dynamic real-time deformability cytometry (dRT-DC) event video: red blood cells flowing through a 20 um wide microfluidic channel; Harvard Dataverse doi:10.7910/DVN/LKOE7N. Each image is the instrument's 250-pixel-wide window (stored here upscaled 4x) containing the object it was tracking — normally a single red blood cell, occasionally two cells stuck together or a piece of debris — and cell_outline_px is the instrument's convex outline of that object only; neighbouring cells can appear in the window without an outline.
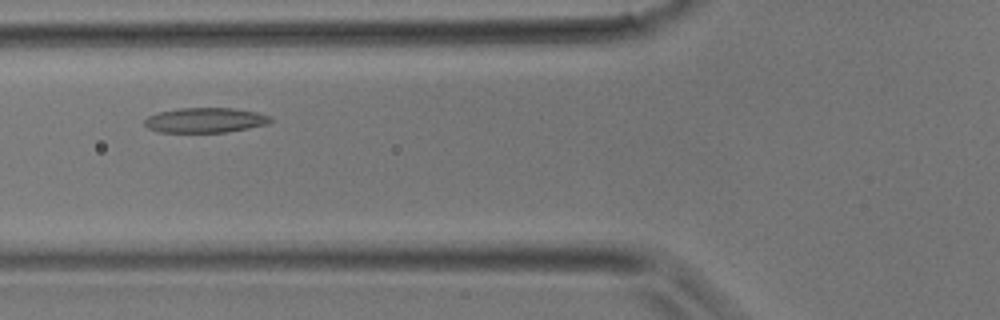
{"species": "common noctule bat (a hibernating species)", "species_latin": "Nyctalus noctula", "temperature_condition": "room temperature", "stored_images_in_passage": 31, "camera_frame_rate_fps": 3000, "um_per_image_px": 0.085, "animal": {"sex": "male", "body_mass_g": 17.9}, "frame": {"image": 1, "passage_image": 5, "time_ms": 1.333, "image_size_px": [1000, 320], "cell_outline_px": [[272, 120], [268, 124], [248, 128], [224, 132], [160, 132], [148, 128], [144, 124], [144, 120], [148, 116], [160, 112], [180, 108], [236, 108], [256, 112], [272, 116]], "centroid_in_image_um": [17.47, 10.21], "position_along_channel_um": 108.3, "area_um2": 18.26}}
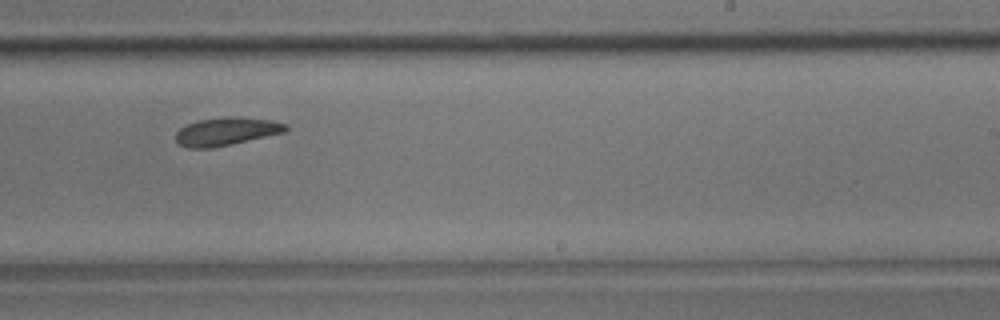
{"frame": {"image": 2, "passage_image": 15, "time_ms": 4.667, "image_size_px": [1000, 320], "cell_outline_px": [[288, 128], [284, 132], [232, 144], [212, 148], [188, 148], [180, 144], [176, 140], [176, 132], [180, 128], [188, 124], [200, 120], [228, 116], [232, 116], [272, 120], [288, 124]], "centroid_in_image_um": [19.25, 11.17], "position_along_channel_um": 269.7, "area_um2": 17.86}}
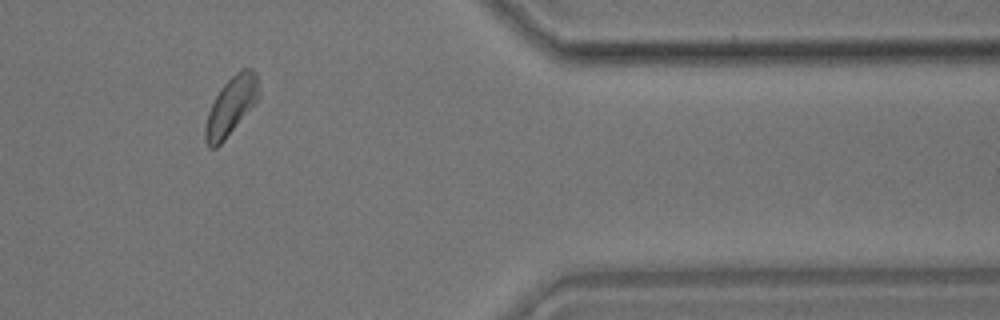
{"frame": {"image": 3, "passage_image": 24, "time_ms": 7.667, "image_size_px": [1000, 320], "cell_outline_px": [[260, 96], [224, 140], [216, 148], [208, 148], [204, 140], [204, 128], [208, 112], [220, 88], [236, 72], [244, 68], [252, 68], [256, 72], [260, 92]], "centroid_in_image_um": [19.62, 9.01], "position_along_channel_um": 391.8, "area_um2": 17.98}}